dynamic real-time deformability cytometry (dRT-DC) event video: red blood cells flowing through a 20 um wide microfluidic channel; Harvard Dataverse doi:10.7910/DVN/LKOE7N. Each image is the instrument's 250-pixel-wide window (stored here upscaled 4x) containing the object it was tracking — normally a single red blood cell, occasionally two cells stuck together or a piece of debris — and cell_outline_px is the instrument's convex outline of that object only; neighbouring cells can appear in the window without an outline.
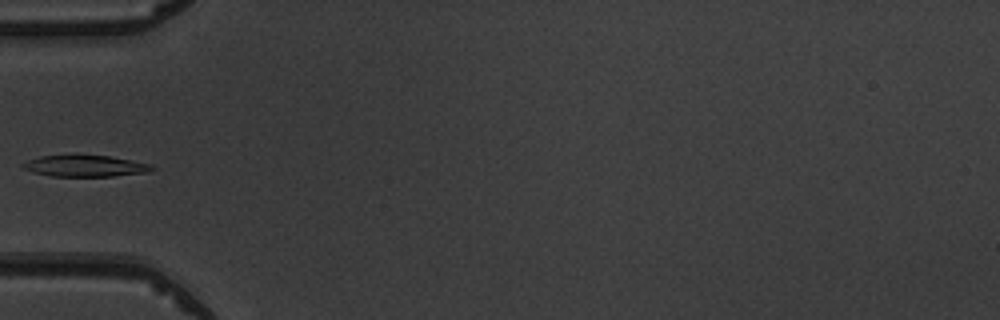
{"species": "common noctule bat (a hibernating species)", "species_latin": "Nyctalus noctula", "temperature_condition": "warm", "stored_images_in_passage": 6, "camera_frame_rate_fps": 3000, "um_per_image_px": 0.085, "animal": {"sex": "male", "body_mass_g": 19.5, "forearm_length_mm": 54.6}, "frame": {"image": 1, "passage_image": 4, "time_ms": 4.333, "image_size_px": [1000, 320], "cell_outline_px": [[156, 168], [148, 172], [112, 176], [52, 176], [32, 172], [24, 168], [20, 164], [28, 160], [40, 156], [76, 152], [108, 156], [132, 160], [152, 164]], "centroid_in_image_um": [7.21, 14.06], "position_along_channel_um": 77.8, "area_um2": 16.82}}
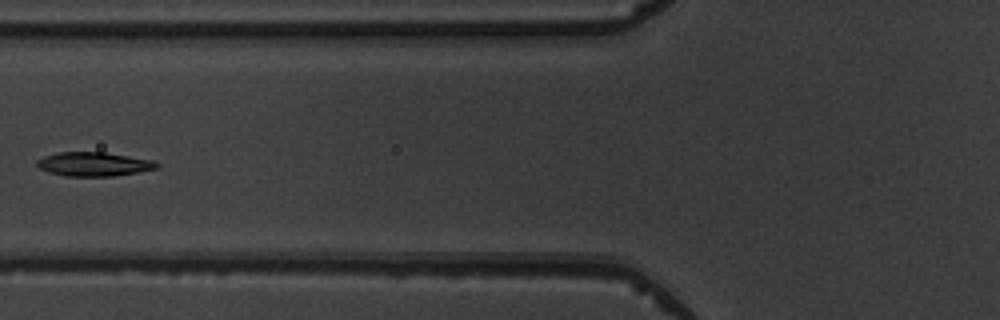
{"frame": {"image": 2, "passage_image": 5, "time_ms": 5.333, "image_size_px": [1000, 320], "cell_outline_px": [[160, 164], [156, 168], [136, 172], [112, 176], [64, 176], [48, 172], [40, 168], [36, 164], [36, 160], [44, 156], [56, 152], [104, 152], [152, 160]], "centroid_in_image_um": [7.92, 13.94], "position_along_channel_um": 117.9, "area_um2": 16.65}}
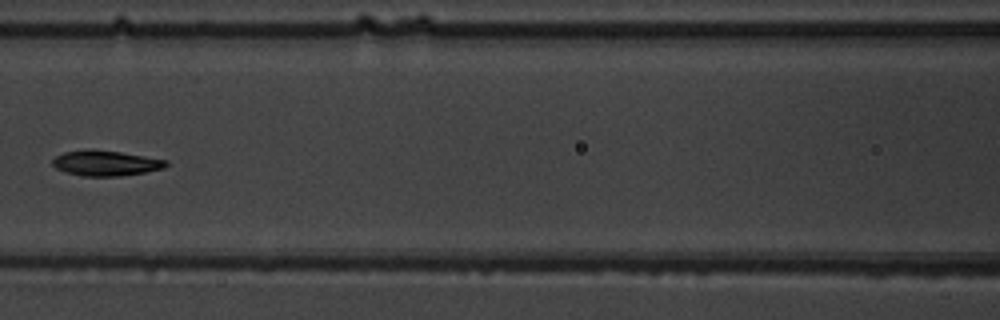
{"frame": {"image": 3, "passage_image": 6, "time_ms": 6.333, "image_size_px": [1000, 320], "cell_outline_px": [[168, 164], [164, 168], [144, 172], [120, 176], [84, 176], [64, 172], [56, 168], [52, 164], [52, 160], [56, 156], [64, 152], [88, 148], [120, 152], [168, 160]], "centroid_in_image_um": [8.96, 13.86], "position_along_channel_um": 157.6, "area_um2": 16.82}}